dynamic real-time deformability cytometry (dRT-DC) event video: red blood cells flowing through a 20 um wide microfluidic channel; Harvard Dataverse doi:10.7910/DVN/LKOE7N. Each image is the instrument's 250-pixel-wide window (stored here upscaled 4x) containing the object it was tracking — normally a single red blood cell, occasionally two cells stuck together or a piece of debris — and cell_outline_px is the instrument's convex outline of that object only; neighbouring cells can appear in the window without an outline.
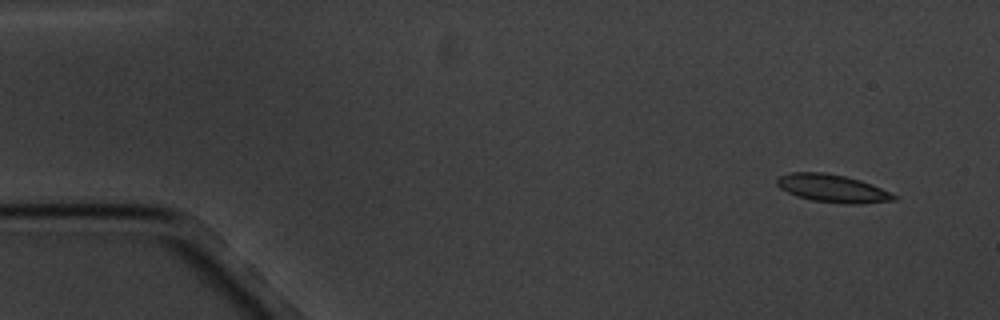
{"species": "common noctule bat (a hibernating species)", "species_latin": "Nyctalus noctula", "temperature_condition": "cold", "stored_images_in_passage": 8, "camera_frame_rate_fps": 3000, "um_per_image_px": 0.085, "animal": {"sex": "male", "body_mass_g": 20.1, "forearm_length_mm": 53.5}, "frame": {"image": 1, "passage_image": 1, "time_ms": 0.0, "image_size_px": [1000, 320], "cell_outline_px": [[896, 200], [860, 204], [844, 204], [812, 200], [796, 196], [780, 188], [776, 184], [776, 176], [792, 172], [824, 172], [844, 176], [860, 180], [872, 184], [896, 196]], "centroid_in_image_um": [70.71, 16.01], "position_along_channel_um": 14.3, "area_um2": 18.96}}
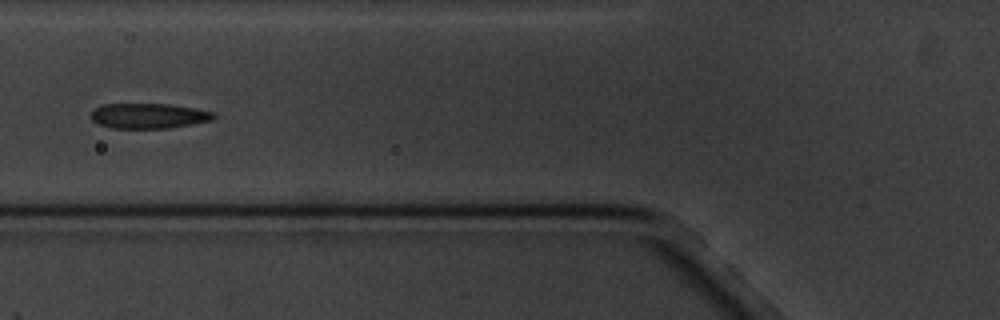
{"frame": {"image": 2, "passage_image": 6, "time_ms": 6.0, "image_size_px": [1000, 320], "cell_outline_px": [[216, 116], [212, 120], [168, 128], [112, 128], [100, 124], [92, 120], [88, 116], [96, 108], [104, 104], [168, 104], [196, 108], [216, 112]], "centroid_in_image_um": [12.65, 9.84], "position_along_channel_um": 113.2, "area_um2": 17.98}}
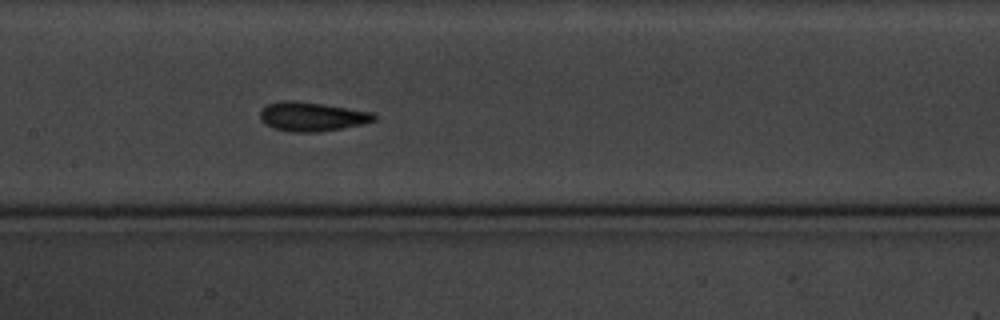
{"frame": {"image": 3, "passage_image": 8, "time_ms": 8.0, "image_size_px": [1000, 320], "cell_outline_px": [[376, 120], [360, 124], [320, 132], [288, 132], [264, 124], [260, 120], [260, 108], [268, 104], [280, 100], [292, 100], [320, 104], [372, 112], [376, 116]], "centroid_in_image_um": [26.44, 9.91], "position_along_channel_um": 181.0, "area_um2": 19.19}}